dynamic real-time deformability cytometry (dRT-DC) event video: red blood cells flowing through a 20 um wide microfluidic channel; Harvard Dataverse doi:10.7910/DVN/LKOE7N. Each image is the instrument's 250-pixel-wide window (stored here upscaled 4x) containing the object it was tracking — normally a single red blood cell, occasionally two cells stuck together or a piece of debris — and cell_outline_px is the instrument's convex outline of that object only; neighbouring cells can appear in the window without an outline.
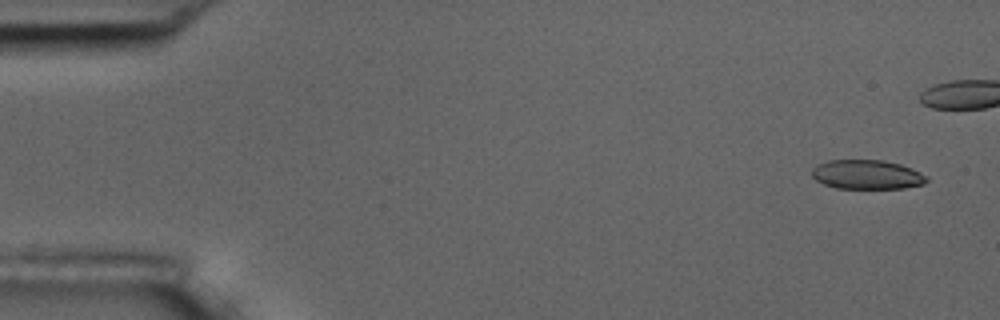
{"species": "common noctule bat (a hibernating species)", "species_latin": "Nyctalus noctula", "temperature_condition": "room temperature", "stored_images_in_passage": 13, "camera_frame_rate_fps": 3000, "um_per_image_px": 0.085, "animal": {"sex": "male", "body_mass_g": 17.5, "forearm_length_mm": 52.3}, "frame": {"image": 1, "passage_image": 3, "time_ms": 0.667, "image_size_px": [1000, 320], "cell_outline_px": [[928, 180], [924, 184], [904, 188], [836, 188], [824, 184], [816, 180], [812, 176], [812, 168], [828, 160], [880, 160], [900, 164], [912, 168], [928, 176]], "centroid_in_image_um": [73.71, 14.84], "position_along_channel_um": 11.3, "area_um2": 19.54}}